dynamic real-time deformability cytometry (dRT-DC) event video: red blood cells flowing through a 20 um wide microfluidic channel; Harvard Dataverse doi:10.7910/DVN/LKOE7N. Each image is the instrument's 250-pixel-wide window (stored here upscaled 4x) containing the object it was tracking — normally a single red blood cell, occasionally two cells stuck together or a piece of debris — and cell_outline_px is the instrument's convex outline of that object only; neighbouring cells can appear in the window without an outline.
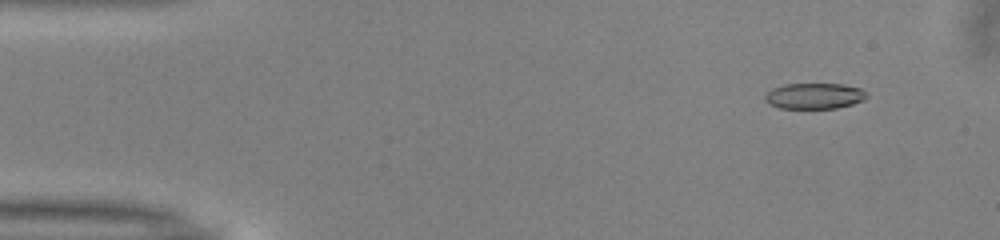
{"species": "common noctule bat (a hibernating species)", "species_latin": "Nyctalus noctula", "temperature_condition": "warm", "stored_images_in_passage": 11, "camera_frame_rate_fps": 3000, "um_per_image_px": 0.085, "animal": {"sex": "male", "body_mass_g": 13.0, "forearm_length_mm": 53.1}, "frame": {"image": 1, "passage_image": 5, "time_ms": 1.333, "image_size_px": [1000, 240], "cell_outline_px": [[868, 96], [864, 100], [852, 104], [836, 108], [780, 108], [768, 104], [764, 100], [764, 96], [772, 88], [784, 84], [844, 84], [860, 88]], "centroid_in_image_um": [69.2, 8.15], "position_along_channel_um": 15.8, "area_um2": 15.32}}